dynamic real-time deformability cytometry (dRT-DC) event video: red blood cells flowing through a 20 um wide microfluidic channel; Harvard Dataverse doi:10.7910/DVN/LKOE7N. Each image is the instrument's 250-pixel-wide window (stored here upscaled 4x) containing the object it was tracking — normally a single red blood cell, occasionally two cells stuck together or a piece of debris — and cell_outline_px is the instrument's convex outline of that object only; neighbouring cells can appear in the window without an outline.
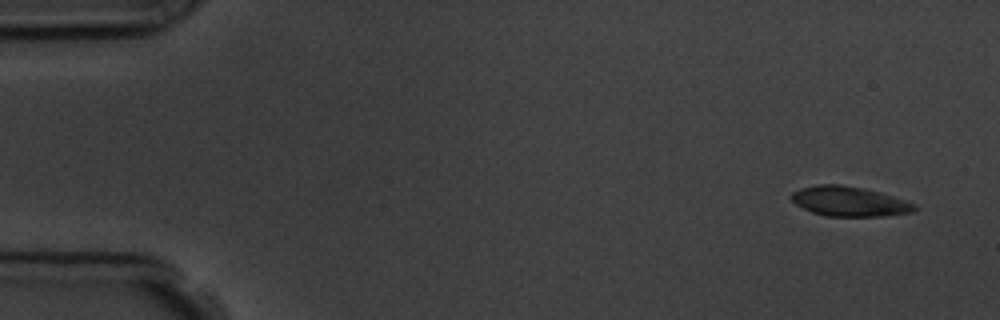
{"species": "common noctule bat (a hibernating species)", "species_latin": "Nyctalus noctula", "temperature_condition": "room temperature", "stored_images_in_passage": 5, "camera_frame_rate_fps": 3000, "um_per_image_px": 0.085, "animal": {"sex": "male", "body_mass_g": 19.5, "forearm_length_mm": 54.6}, "frame": {"image": 1, "passage_image": 1, "time_ms": 0.0, "image_size_px": [1000, 320], "cell_outline_px": [[916, 208], [912, 212], [884, 216], [824, 216], [812, 212], [796, 204], [788, 196], [792, 192], [800, 188], [816, 184], [840, 184], [864, 188], [880, 192], [916, 204]], "centroid_in_image_um": [72.15, 17.11], "position_along_channel_um": 12.8, "area_um2": 21.44}}
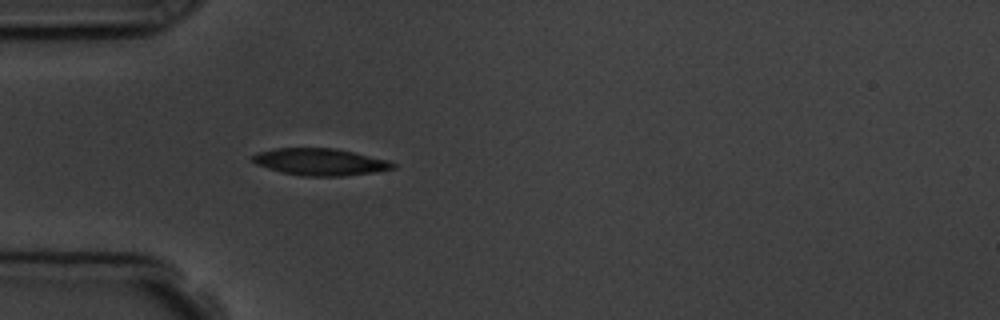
{"frame": {"image": 2, "passage_image": 5, "time_ms": 4.333, "image_size_px": [1000, 320], "cell_outline_px": [[396, 168], [372, 172], [344, 176], [300, 176], [280, 172], [256, 164], [248, 156], [256, 152], [276, 148], [336, 148], [388, 160], [396, 164]], "centroid_in_image_um": [27.16, 13.76], "position_along_channel_um": 57.8, "area_um2": 22.2}}